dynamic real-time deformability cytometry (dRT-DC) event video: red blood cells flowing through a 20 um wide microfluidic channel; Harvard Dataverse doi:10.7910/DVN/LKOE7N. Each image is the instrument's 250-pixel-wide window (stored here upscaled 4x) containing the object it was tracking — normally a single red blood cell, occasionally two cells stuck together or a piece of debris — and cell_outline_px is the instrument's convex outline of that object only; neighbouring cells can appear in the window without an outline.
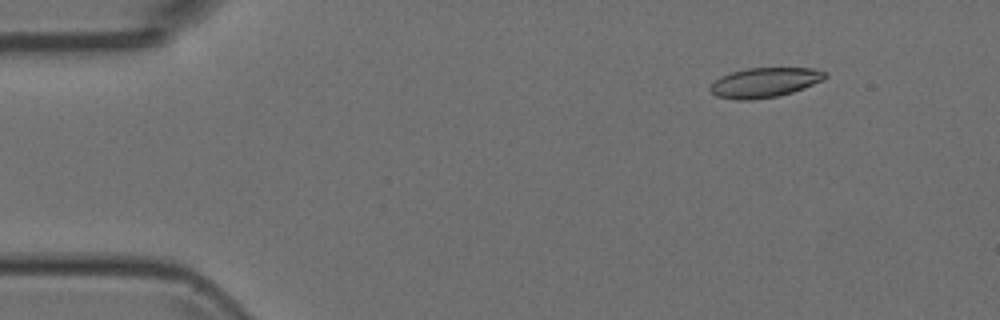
{"species": "Egyptian fruit bat (a non-hibernating species)", "species_latin": "Rousettus aegyptiacus", "temperature_condition": "room temperature", "stored_images_in_passage": 8, "camera_frame_rate_fps": 3000, "um_per_image_px": 0.085, "animal": {"sex": "female"}, "frame": {"image": 1, "passage_image": 2, "time_ms": 0.333, "image_size_px": [1000, 320], "cell_outline_px": [[828, 76], [824, 80], [804, 88], [780, 96], [752, 100], [736, 100], [716, 96], [708, 88], [720, 76], [732, 72], [748, 68], [812, 68], [828, 72]], "centroid_in_image_um": [65.03, 7.02], "position_along_channel_um": 20.0, "area_um2": 20.06}}
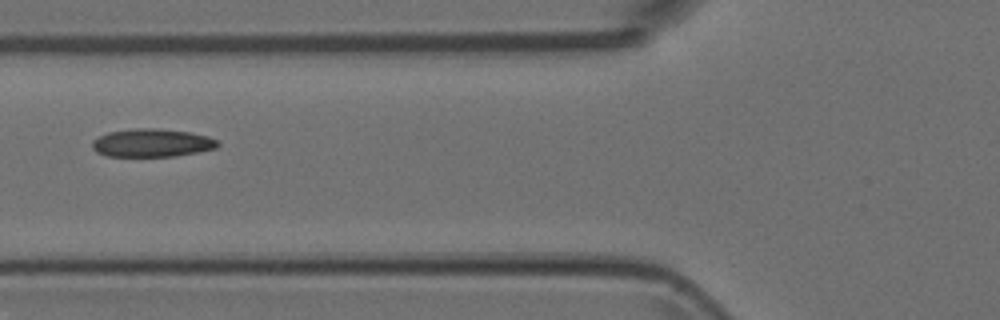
{"frame": {"image": 2, "passage_image": 6, "time_ms": 1.667, "image_size_px": [1000, 320], "cell_outline_px": [[220, 144], [216, 148], [176, 156], [108, 156], [96, 152], [92, 148], [92, 140], [108, 132], [136, 128], [156, 128], [192, 132], [208, 136], [220, 140]], "centroid_in_image_um": [12.94, 12.14], "position_along_channel_um": 112.9, "area_um2": 20.69}}
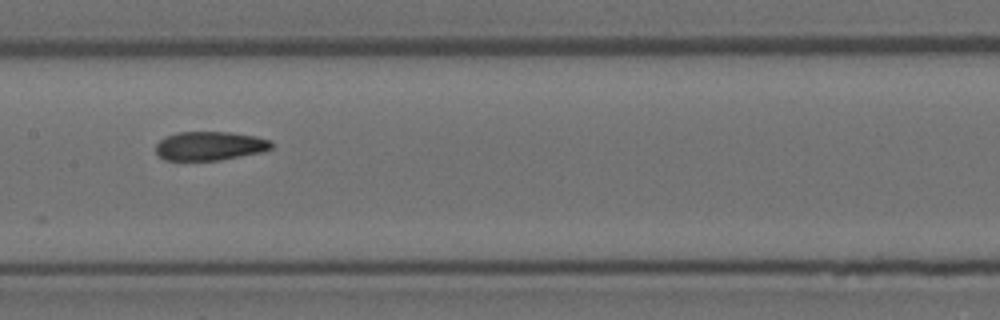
{"frame": {"image": 3, "passage_image": 8, "time_ms": 2.333, "image_size_px": [1000, 320], "cell_outline_px": [[272, 148], [264, 152], [220, 160], [168, 160], [160, 156], [156, 152], [156, 144], [164, 136], [176, 132], [228, 132], [256, 136], [272, 140]], "centroid_in_image_um": [17.86, 12.39], "position_along_channel_um": 189.5, "area_um2": 19.59}}